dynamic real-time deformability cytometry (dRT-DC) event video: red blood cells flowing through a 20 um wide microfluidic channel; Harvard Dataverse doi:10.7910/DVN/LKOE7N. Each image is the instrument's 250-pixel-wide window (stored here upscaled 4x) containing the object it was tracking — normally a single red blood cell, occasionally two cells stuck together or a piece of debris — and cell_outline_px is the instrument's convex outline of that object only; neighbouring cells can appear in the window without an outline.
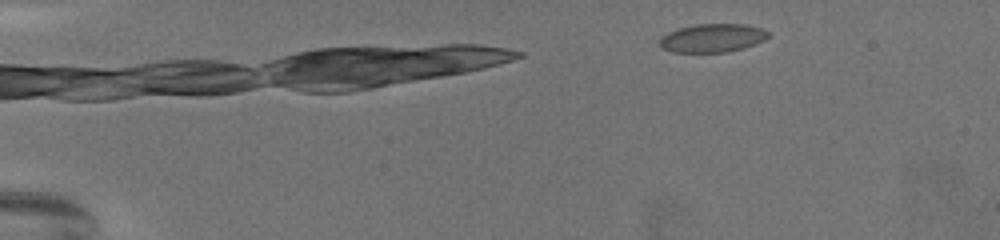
{"species": "common noctule bat (a hibernating species)", "species_latin": "Nyctalus noctula", "temperature_condition": "warm", "stored_images_in_passage": 5, "camera_frame_rate_fps": 3000, "um_per_image_px": 0.085, "animal": {"sex": "female", "body_mass_g": 19.5, "forearm_length_mm": 54.1}, "frame": {"image": 1, "passage_image": 1, "time_ms": 0.0, "image_size_px": [1000, 240], "cell_outline_px": [[768, 36], [764, 40], [756, 44], [744, 48], [724, 52], [672, 52], [660, 48], [660, 36], [668, 32], [680, 28], [700, 24], [744, 24], [760, 28], [768, 32]], "centroid_in_image_um": [60.53, 3.24], "position_along_channel_um": 24.5, "area_um2": 17.92}}